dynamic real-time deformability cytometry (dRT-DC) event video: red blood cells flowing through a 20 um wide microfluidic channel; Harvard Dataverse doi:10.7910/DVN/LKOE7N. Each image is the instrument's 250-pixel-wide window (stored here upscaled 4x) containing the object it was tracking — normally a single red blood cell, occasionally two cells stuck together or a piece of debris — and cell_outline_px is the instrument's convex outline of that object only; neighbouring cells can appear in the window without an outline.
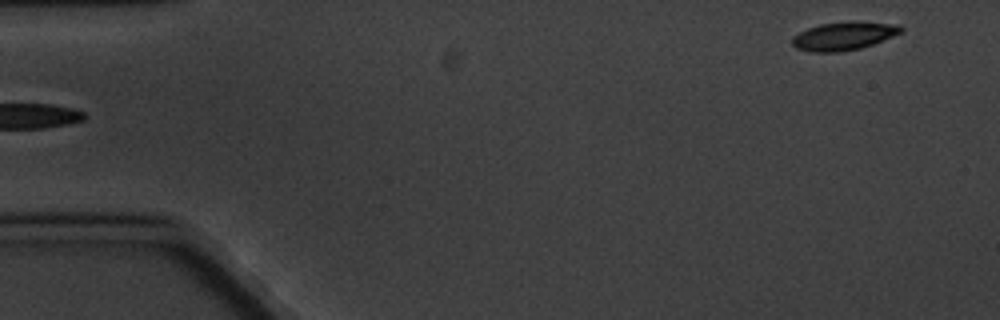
{"species": "common noctule bat (a hibernating species)", "species_latin": "Nyctalus noctula", "temperature_condition": "cold", "stored_images_in_passage": 4, "segment_of_instrument_passage": [2, 2], "camera_frame_rate_fps": 3000, "um_per_image_px": 0.085, "animal": {"sex": "male", "body_mass_g": 20.1, "forearm_length_mm": 53.5}, "frame": {"image": 1, "passage_image": 4, "time_ms": 3.667, "image_size_px": [1000, 320], "cell_outline_px": [[904, 32], [872, 44], [860, 48], [840, 52], [812, 52], [796, 48], [792, 44], [792, 36], [808, 28], [820, 24], [852, 20], [860, 20], [900, 24], [904, 28]], "centroid_in_image_um": [71.77, 3.03], "position_along_channel_um": 13.2, "area_um2": 18.32}}